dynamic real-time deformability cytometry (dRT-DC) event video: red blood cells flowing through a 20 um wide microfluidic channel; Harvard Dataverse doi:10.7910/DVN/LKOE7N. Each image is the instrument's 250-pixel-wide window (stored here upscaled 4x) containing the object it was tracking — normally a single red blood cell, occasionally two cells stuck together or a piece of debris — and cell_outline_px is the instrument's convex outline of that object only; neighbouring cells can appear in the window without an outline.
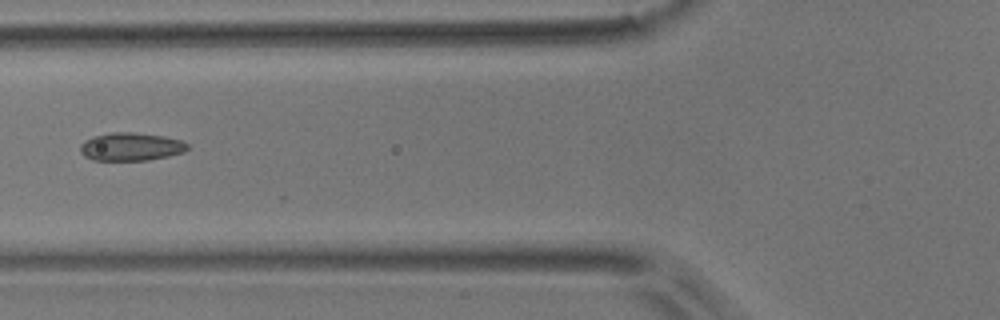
{"species": "common noctule bat (a hibernating species)", "species_latin": "Nyctalus noctula", "temperature_condition": "room temperature", "stored_images_in_passage": 6, "camera_frame_rate_fps": 3000, "um_per_image_px": 0.085, "animal": {"sex": "male", "body_mass_g": 17.9}, "frame": {"image": 1, "passage_image": 6, "time_ms": 1.667, "image_size_px": [1000, 320], "cell_outline_px": [[188, 148], [184, 152], [168, 156], [148, 160], [92, 160], [84, 156], [80, 152], [80, 144], [84, 140], [92, 136], [112, 132], [132, 132], [164, 136], [184, 140], [188, 144]], "centroid_in_image_um": [11.12, 12.46], "position_along_channel_um": 114.7, "area_um2": 17.74}}